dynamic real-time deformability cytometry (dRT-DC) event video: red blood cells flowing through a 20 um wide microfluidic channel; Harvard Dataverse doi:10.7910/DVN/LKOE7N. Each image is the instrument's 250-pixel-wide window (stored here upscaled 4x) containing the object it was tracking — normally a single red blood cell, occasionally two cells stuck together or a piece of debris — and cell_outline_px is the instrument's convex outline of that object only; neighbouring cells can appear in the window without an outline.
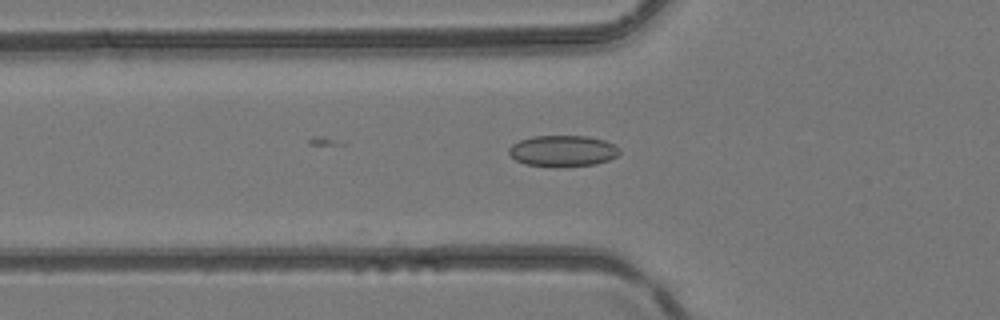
{"species": "common noctule bat (a hibernating species)", "species_latin": "Nyctalus noctula", "temperature_condition": "room temperature", "stored_images_in_passage": 6, "camera_frame_rate_fps": 3000, "um_per_image_px": 0.085, "animal": {"sex": "female", "body_mass_g": 24.6, "forearm_length_mm": 56.2}, "frame": {"image": 1, "passage_image": 5, "time_ms": 1.333, "image_size_px": [1000, 320], "cell_outline_px": [[620, 152], [616, 156], [608, 160], [596, 164], [556, 168], [524, 164], [516, 160], [508, 152], [508, 148], [512, 144], [520, 140], [532, 136], [588, 136], [604, 140], [620, 148]], "centroid_in_image_um": [47.82, 12.84], "position_along_channel_um": 78.0, "area_um2": 20.35}}